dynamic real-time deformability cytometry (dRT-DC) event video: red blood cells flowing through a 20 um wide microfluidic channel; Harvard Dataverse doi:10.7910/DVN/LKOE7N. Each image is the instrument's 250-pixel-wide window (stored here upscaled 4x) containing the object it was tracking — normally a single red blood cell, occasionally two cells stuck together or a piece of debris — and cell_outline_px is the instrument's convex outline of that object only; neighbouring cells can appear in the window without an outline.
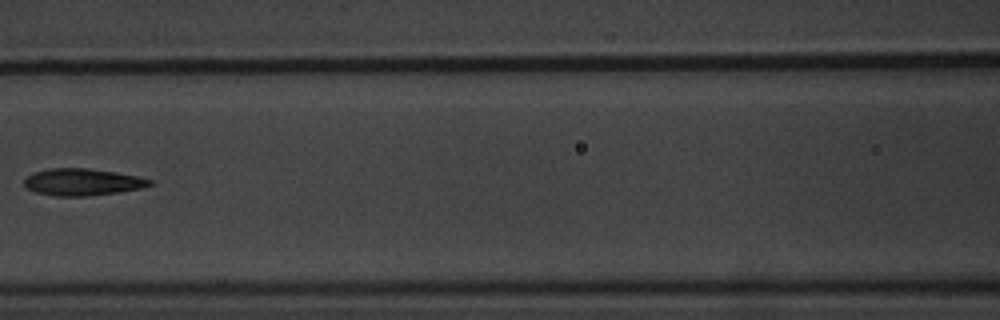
{"species": "common noctule bat (a hibernating species)", "species_latin": "Nyctalus noctula", "temperature_condition": "warm", "stored_images_in_passage": 5, "camera_frame_rate_fps": 3000, "um_per_image_px": 0.085, "animal": {"sex": "male", "body_mass_g": 20.1, "forearm_length_mm": 53.5}, "frame": {"image": 1, "passage_image": 5, "time_ms": 5.333, "image_size_px": [1000, 320], "cell_outline_px": [[152, 184], [140, 188], [116, 192], [88, 196], [56, 196], [36, 192], [28, 188], [24, 184], [24, 180], [28, 176], [36, 172], [48, 168], [88, 168], [136, 176], [152, 180]], "centroid_in_image_um": [6.98, 15.47], "position_along_channel_um": 159.6, "area_um2": 19.31}}